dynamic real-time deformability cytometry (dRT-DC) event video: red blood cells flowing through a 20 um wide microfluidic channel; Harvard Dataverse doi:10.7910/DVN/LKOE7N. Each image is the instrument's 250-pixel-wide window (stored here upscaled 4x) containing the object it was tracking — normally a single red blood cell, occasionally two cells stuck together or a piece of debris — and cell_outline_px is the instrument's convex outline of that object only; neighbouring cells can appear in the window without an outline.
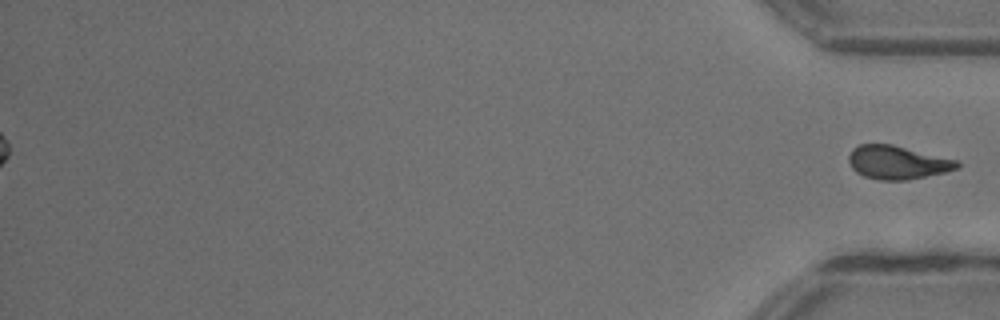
{"species": "common noctule bat (a hibernating species)", "species_latin": "Nyctalus noctula", "temperature_condition": "warm", "stored_images_in_passage": 39, "segment_of_instrument_passage": [2, 2], "camera_frame_rate_fps": 3000, "um_per_image_px": 0.085, "animal": {"sex": "female"}, "frame": {"image": 1, "passage_image": 39, "time_ms": 12.667, "image_size_px": [1000, 320], "cell_outline_px": [[960, 168], [944, 172], [908, 180], [880, 180], [864, 176], [856, 172], [852, 168], [848, 160], [848, 156], [852, 148], [860, 144], [892, 144], [956, 160], [960, 164]], "centroid_in_image_um": [76.25, 13.8], "position_along_channel_um": 358.9, "area_um2": 21.04}}